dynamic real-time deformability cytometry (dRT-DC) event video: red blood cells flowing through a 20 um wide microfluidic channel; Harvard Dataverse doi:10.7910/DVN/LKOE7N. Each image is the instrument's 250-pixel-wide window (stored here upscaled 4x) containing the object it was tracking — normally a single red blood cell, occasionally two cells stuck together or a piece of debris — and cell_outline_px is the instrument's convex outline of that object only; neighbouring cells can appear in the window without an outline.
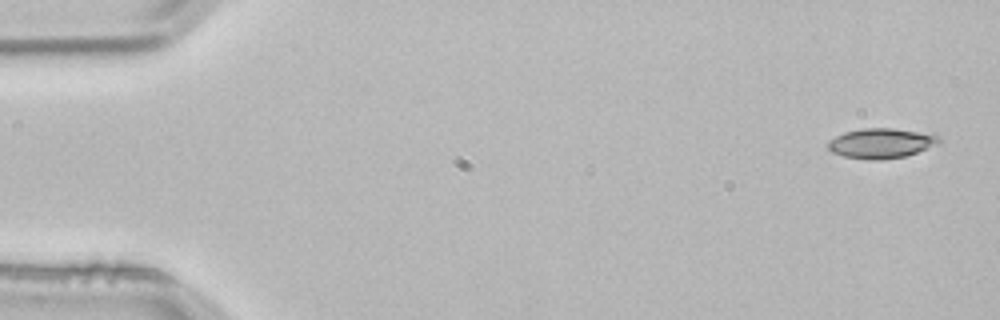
{"species": "common noctule bat (a hibernating species)", "species_latin": "Nyctalus noctula", "temperature_condition": "room temperature", "stored_images_in_passage": 3, "camera_frame_rate_fps": 3000, "um_per_image_px": 0.085, "animal": {"sex": "male", "body_mass_g": 21.5, "forearm_length_mm": 52.0}, "frame": {"image": 1, "passage_image": 1, "time_ms": 0.0, "image_size_px": [1000, 320], "cell_outline_px": [[940, 140], [936, 144], [916, 152], [904, 156], [884, 160], [872, 160], [844, 156], [832, 152], [828, 148], [828, 140], [844, 132], [864, 128], [892, 128], [916, 132], [936, 136]], "centroid_in_image_um": [74.81, 12.18], "position_along_channel_um": 10.2, "area_um2": 18.9}}